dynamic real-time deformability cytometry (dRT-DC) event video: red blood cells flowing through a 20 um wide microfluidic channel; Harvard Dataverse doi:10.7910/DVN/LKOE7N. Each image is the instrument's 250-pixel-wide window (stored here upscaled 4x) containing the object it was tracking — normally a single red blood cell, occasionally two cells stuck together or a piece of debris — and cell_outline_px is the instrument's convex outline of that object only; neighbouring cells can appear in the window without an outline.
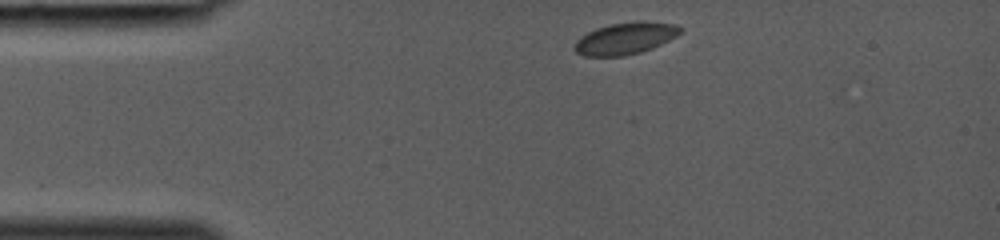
{"species": "common noctule bat (a hibernating species)", "species_latin": "Nyctalus noctula", "temperature_condition": "room temperature", "stored_images_in_passage": 29, "camera_frame_rate_fps": 3000, "um_per_image_px": 0.085, "animal": {"sex": "female", "body_mass_g": 19.0, "forearm_length_mm": 53.3}, "frame": {"image": 1, "passage_image": 1, "time_ms": 0.0, "image_size_px": [1000, 240], "cell_outline_px": [[684, 28], [676, 36], [652, 48], [640, 52], [624, 56], [584, 56], [576, 52], [572, 48], [572, 44], [580, 36], [596, 28], [612, 24], [636, 20], [644, 20], [676, 24]], "centroid_in_image_um": [53.13, 3.25], "position_along_channel_um": 31.9, "area_um2": 19.88}}
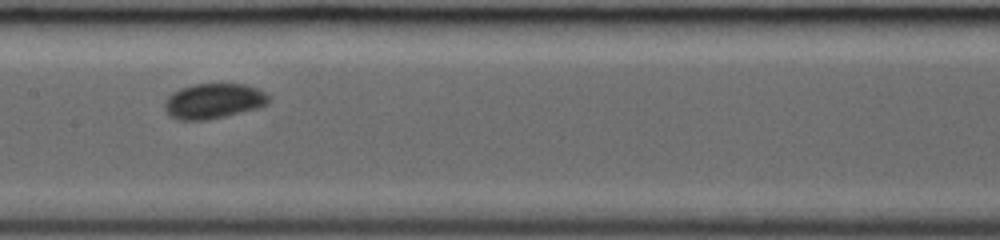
{"frame": {"image": 2, "passage_image": 13, "time_ms": 4.0, "image_size_px": [1000, 240], "cell_outline_px": [[268, 104], [256, 108], [224, 116], [204, 120], [176, 120], [164, 108], [164, 104], [168, 96], [172, 92], [180, 88], [196, 84], [244, 84], [256, 88], [264, 92], [268, 96]], "centroid_in_image_um": [18.12, 8.58], "position_along_channel_um": 189.3, "area_um2": 21.04}}
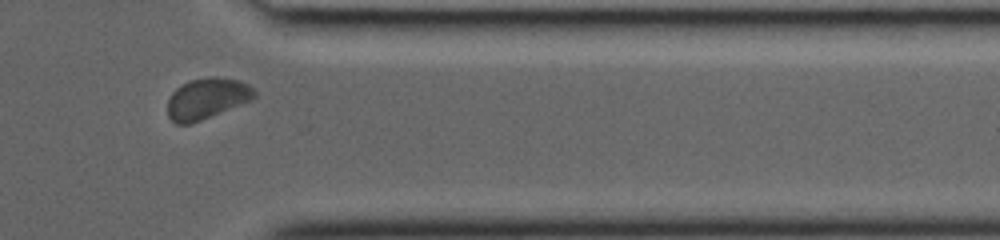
{"frame": {"image": 3, "passage_image": 25, "time_ms": 8.0, "image_size_px": [1000, 240], "cell_outline_px": [[256, 96], [252, 100], [200, 120], [188, 124], [176, 124], [168, 116], [168, 100], [172, 92], [176, 88], [192, 80], [212, 76], [236, 80], [248, 84], [256, 92]], "centroid_in_image_um": [17.58, 8.38], "position_along_channel_um": 393.8, "area_um2": 20.35}}